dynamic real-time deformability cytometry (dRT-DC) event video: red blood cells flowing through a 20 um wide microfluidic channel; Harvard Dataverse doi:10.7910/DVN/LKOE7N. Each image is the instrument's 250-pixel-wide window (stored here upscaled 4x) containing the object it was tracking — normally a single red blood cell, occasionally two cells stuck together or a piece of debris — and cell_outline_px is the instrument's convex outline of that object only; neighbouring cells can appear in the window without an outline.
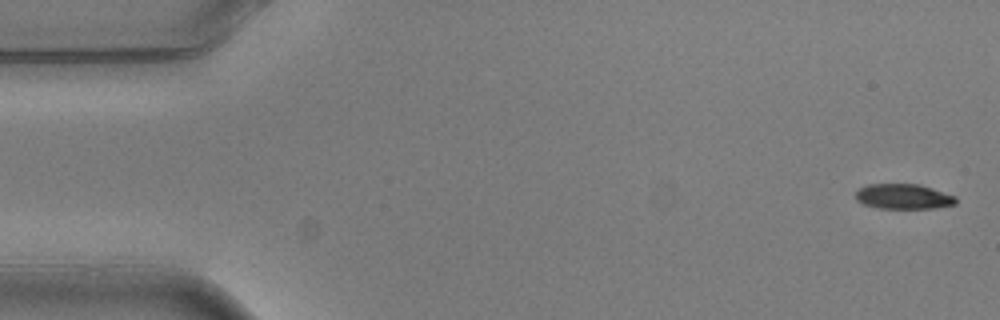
{"species": "common noctule bat (a hibernating species)", "species_latin": "Nyctalus noctula", "temperature_condition": "warm", "stored_images_in_passage": 5, "camera_frame_rate_fps": 3000, "um_per_image_px": 0.085, "animal": {"sex": "male", "body_mass_g": 20.5, "forearm_length_mm": 52.5}, "frame": {"image": 1, "passage_image": 1, "time_ms": 0.0, "image_size_px": [1000, 320], "cell_outline_px": [[956, 204], [936, 208], [880, 208], [864, 204], [856, 200], [856, 192], [860, 188], [868, 184], [920, 184], [956, 196]], "centroid_in_image_um": [76.81, 16.7], "position_along_channel_um": 8.2, "area_um2": 14.62}}
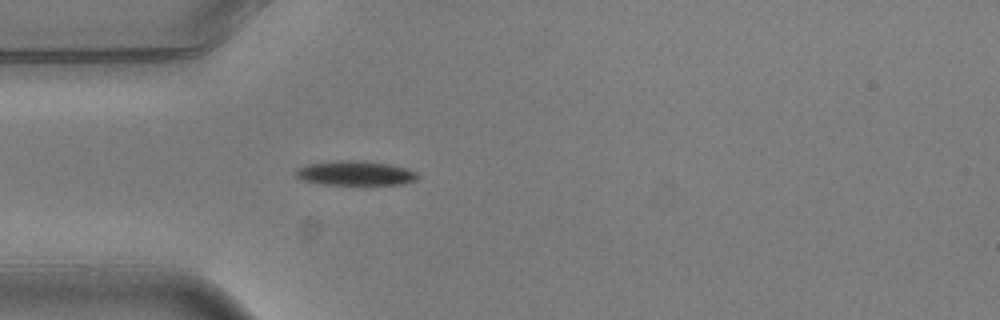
{"frame": {"image": 2, "passage_image": 5, "time_ms": 1.333, "image_size_px": [1000, 320], "cell_outline_px": [[420, 176], [416, 180], [404, 184], [320, 184], [300, 180], [296, 176], [296, 168], [304, 164], [336, 160], [364, 160], [392, 164], [416, 172]], "centroid_in_image_um": [30.17, 14.7], "position_along_channel_um": 54.8, "area_um2": 17.69}}